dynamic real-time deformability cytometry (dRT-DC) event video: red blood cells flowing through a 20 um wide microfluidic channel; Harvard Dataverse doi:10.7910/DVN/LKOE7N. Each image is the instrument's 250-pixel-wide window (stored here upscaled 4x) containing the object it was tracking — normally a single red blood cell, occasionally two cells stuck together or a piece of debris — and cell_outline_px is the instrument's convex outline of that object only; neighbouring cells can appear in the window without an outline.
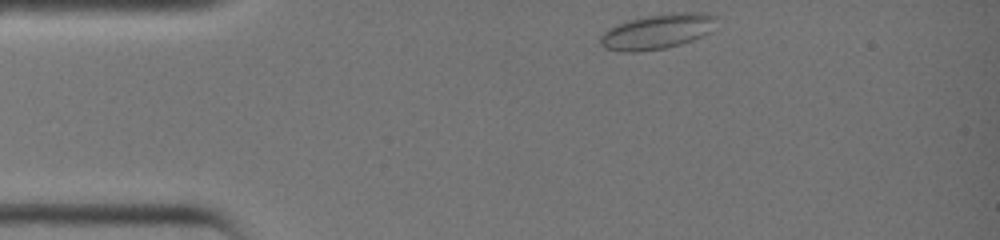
{"species": "common noctule bat (a hibernating species)", "species_latin": "Nyctalus noctula", "temperature_condition": "warm", "stored_images_in_passage": 26, "camera_frame_rate_fps": 3000, "um_per_image_px": 0.085, "animal": {"sex": "female", "body_mass_g": 19.0, "forearm_length_mm": 51.5}, "frame": {"image": 1, "passage_image": 1, "time_ms": 0.0, "image_size_px": [1000, 240], "cell_outline_px": [[720, 16], [708, 32], [692, 40], [680, 44], [664, 48], [636, 52], [620, 52], [604, 48], [600, 44], [600, 36], [608, 28], [616, 24], [628, 20], [648, 16], [672, 12], [704, 12]], "centroid_in_image_um": [55.85, 2.67], "position_along_channel_um": 29.1, "area_um2": 23.76}}
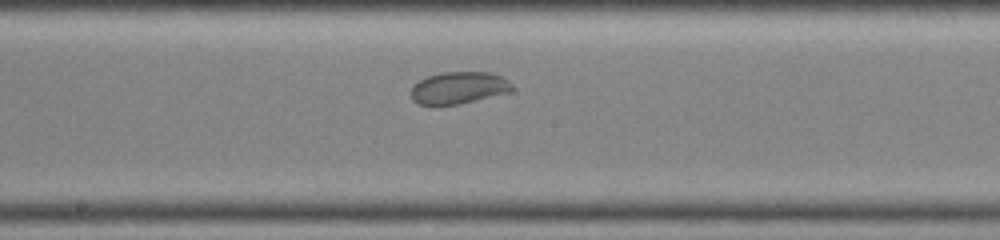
{"frame": {"image": 2, "passage_image": 15, "time_ms": 4.667, "image_size_px": [1000, 240], "cell_outline_px": [[516, 88], [512, 92], [460, 104], [416, 104], [412, 100], [408, 92], [412, 84], [428, 76], [444, 72], [492, 72], [508, 80]], "centroid_in_image_um": [38.99, 7.46], "position_along_channel_um": 209.2, "area_um2": 19.25}}
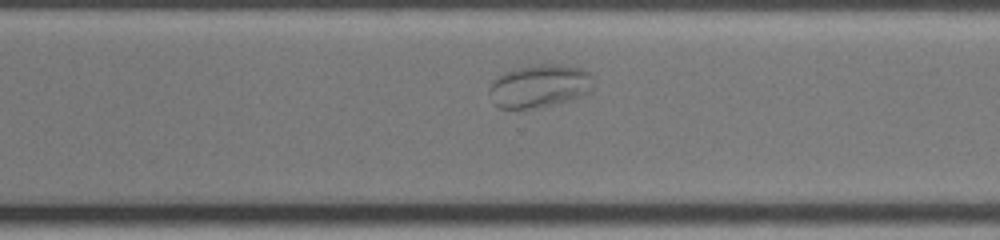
{"frame": {"image": 3, "passage_image": 22, "time_ms": 7.0, "image_size_px": [1000, 240], "cell_outline_px": [[596, 84], [592, 92], [584, 96], [556, 104], [536, 108], [500, 108], [492, 104], [488, 92], [488, 88], [492, 80], [496, 76], [512, 68], [540, 64], [552, 64], [580, 68], [588, 72]], "centroid_in_image_um": [45.84, 7.32], "position_along_channel_um": 324.8, "area_um2": 26.76}}